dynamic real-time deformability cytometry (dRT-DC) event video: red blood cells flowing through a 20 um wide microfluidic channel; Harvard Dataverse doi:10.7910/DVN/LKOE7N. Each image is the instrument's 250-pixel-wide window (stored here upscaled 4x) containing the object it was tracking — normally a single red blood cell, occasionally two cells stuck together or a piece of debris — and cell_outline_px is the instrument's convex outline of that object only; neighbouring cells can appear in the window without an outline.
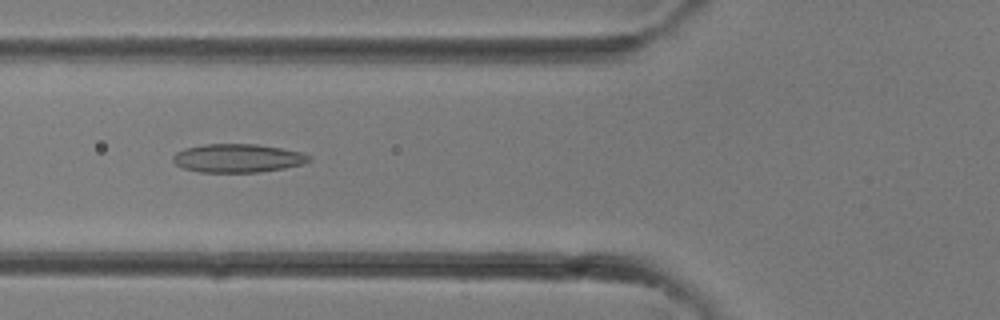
{"species": "common noctule bat (a hibernating species)", "species_latin": "Nyctalus noctula", "temperature_condition": "room temperature", "stored_images_in_passage": 33, "camera_frame_rate_fps": 3000, "um_per_image_px": 0.085, "animal": {"sex": "female"}, "frame": {"image": 1, "passage_image": 12, "time_ms": 3.667, "image_size_px": [1000, 320], "cell_outline_px": [[312, 160], [300, 164], [284, 168], [260, 172], [200, 172], [184, 168], [176, 164], [172, 160], [172, 156], [176, 152], [184, 148], [204, 144], [256, 144], [304, 152], [312, 156]], "centroid_in_image_um": [20.21, 13.44], "position_along_channel_um": 105.6, "area_um2": 22.66}}
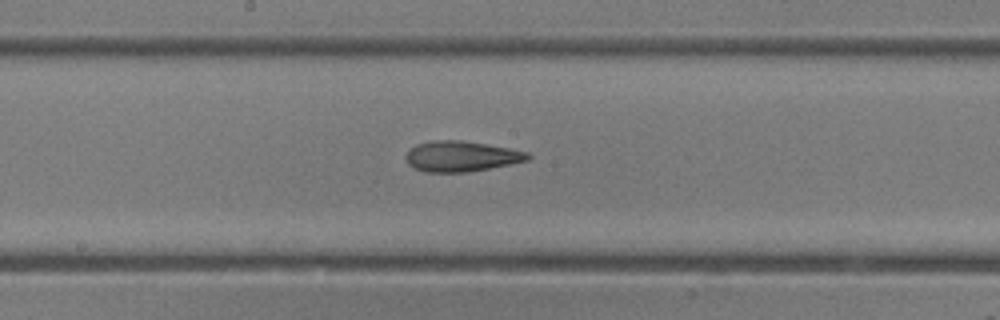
{"frame": {"image": 2, "passage_image": 17, "time_ms": 5.333, "image_size_px": [1000, 320], "cell_outline_px": [[532, 156], [528, 160], [468, 172], [424, 172], [412, 168], [408, 164], [404, 156], [408, 148], [416, 144], [432, 140], [460, 140], [508, 148], [528, 152]], "centroid_in_image_um": [39.12, 13.28], "position_along_channel_um": 209.1, "area_um2": 21.73}}
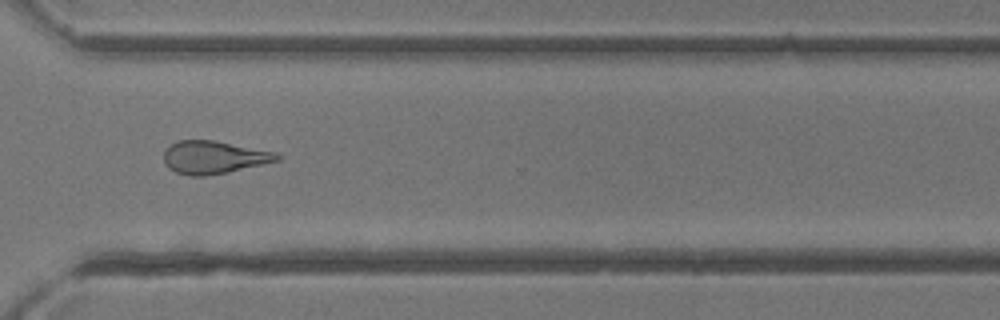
{"frame": {"image": 3, "passage_image": 24, "time_ms": 7.667, "image_size_px": [1000, 320], "cell_outline_px": [[280, 160], [224, 172], [204, 176], [188, 176], [176, 172], [168, 168], [164, 160], [164, 152], [176, 140], [212, 140], [276, 152], [280, 156]], "centroid_in_image_um": [18.14, 13.36], "position_along_channel_um": 352.5, "area_um2": 21.27}}